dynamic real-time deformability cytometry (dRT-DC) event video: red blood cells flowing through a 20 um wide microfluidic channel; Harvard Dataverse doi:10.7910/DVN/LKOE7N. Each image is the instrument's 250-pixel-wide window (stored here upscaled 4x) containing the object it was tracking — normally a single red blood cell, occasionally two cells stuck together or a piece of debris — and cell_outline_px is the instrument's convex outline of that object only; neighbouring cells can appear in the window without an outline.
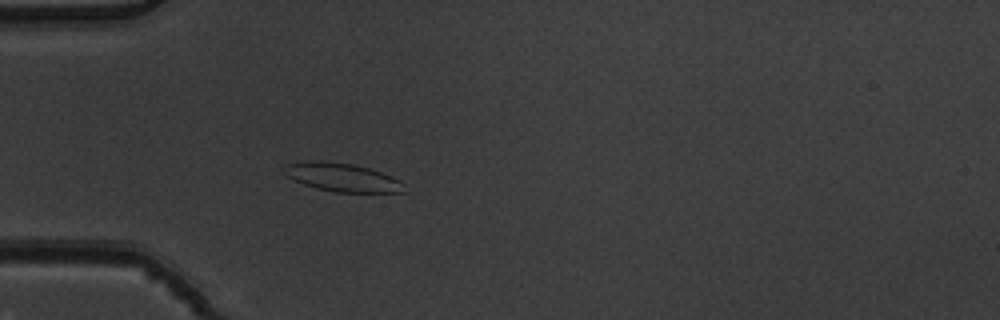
{"species": "common noctule bat (a hibernating species)", "species_latin": "Nyctalus noctula", "temperature_condition": "warm", "stored_images_in_passage": 54, "camera_frame_rate_fps": 3000, "um_per_image_px": 0.085, "animal": {"sex": "male", "body_mass_g": 19.5, "forearm_length_mm": 54.6}, "frame": {"image": 1, "passage_image": 17, "time_ms": 5.333, "image_size_px": [1000, 320], "cell_outline_px": [[408, 192], [336, 192], [304, 184], [288, 176], [284, 172], [284, 164], [312, 160], [324, 160], [352, 164], [368, 168], [380, 172], [400, 180]], "centroid_in_image_um": [29.1, 15.06], "position_along_channel_um": 55.9, "area_um2": 19.65}}
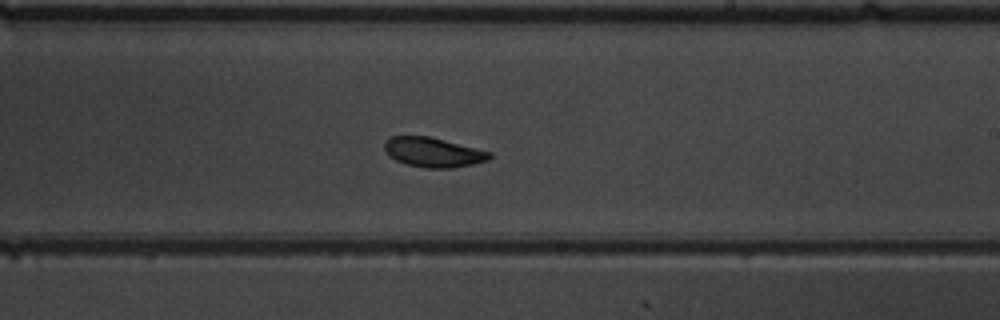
{"frame": {"image": 2, "passage_image": 33, "time_ms": 10.667, "image_size_px": [1000, 320], "cell_outline_px": [[492, 156], [488, 160], [472, 164], [452, 168], [428, 168], [404, 164], [388, 156], [384, 148], [384, 140], [392, 136], [428, 136], [492, 152]], "centroid_in_image_um": [36.79, 12.94], "position_along_channel_um": 252.2, "area_um2": 18.15}}
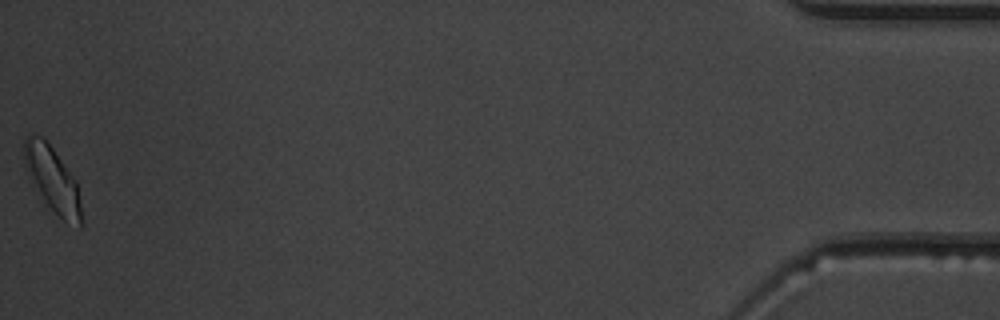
{"frame": {"image": 3, "passage_image": 54, "time_ms": 17.667, "image_size_px": [1000, 320], "cell_outline_px": [[80, 228], [64, 220], [32, 188], [28, 180], [24, 164], [24, 140], [28, 136], [40, 136], [52, 148], [76, 180], [80, 200]], "centroid_in_image_um": [4.41, 15.24], "position_along_channel_um": 430.8, "area_um2": 21.33}, "authors_computed_cell_mechanics": {"area_um2": 19.3052, "velocity_mm_per_s": 3.8467, "shape_relaxation_time_tau1_ms": 4.246, "shape_relaxation_time_tau2_ms": 2.0392, "deformation_change_tau1": 0.1517, "deformation_change_tau2": 0.0755}}